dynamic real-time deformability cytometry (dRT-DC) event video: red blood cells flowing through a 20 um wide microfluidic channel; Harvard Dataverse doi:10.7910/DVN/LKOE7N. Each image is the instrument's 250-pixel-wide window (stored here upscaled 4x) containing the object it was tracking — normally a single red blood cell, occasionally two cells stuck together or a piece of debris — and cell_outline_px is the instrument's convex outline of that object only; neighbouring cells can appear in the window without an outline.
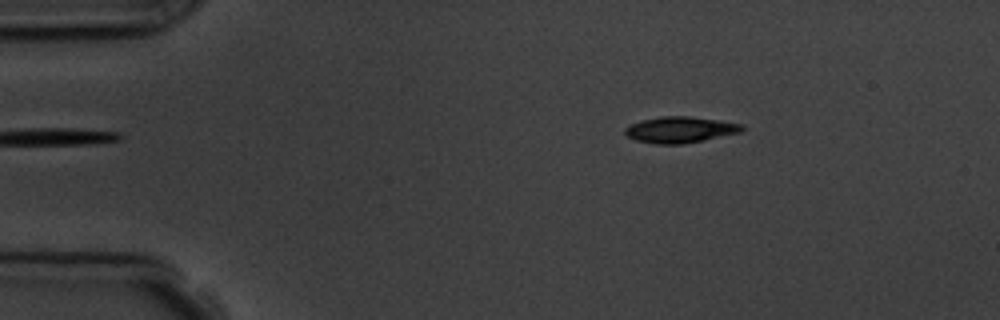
{"species": "common noctule bat (a hibernating species)", "species_latin": "Nyctalus noctula", "temperature_condition": "room temperature", "stored_images_in_passage": 4, "camera_frame_rate_fps": 3000, "um_per_image_px": 0.085, "animal": {"sex": "male", "body_mass_g": 19.5, "forearm_length_mm": 54.6}, "frame": {"image": 1, "passage_image": 1, "time_ms": 0.0, "image_size_px": [1000, 320], "cell_outline_px": [[744, 128], [740, 132], [704, 140], [684, 144], [656, 144], [636, 140], [628, 136], [624, 132], [624, 128], [640, 120], [660, 116], [688, 116], [720, 120], [740, 124]], "centroid_in_image_um": [57.78, 11.02], "position_along_channel_um": 27.2, "area_um2": 17.74}}
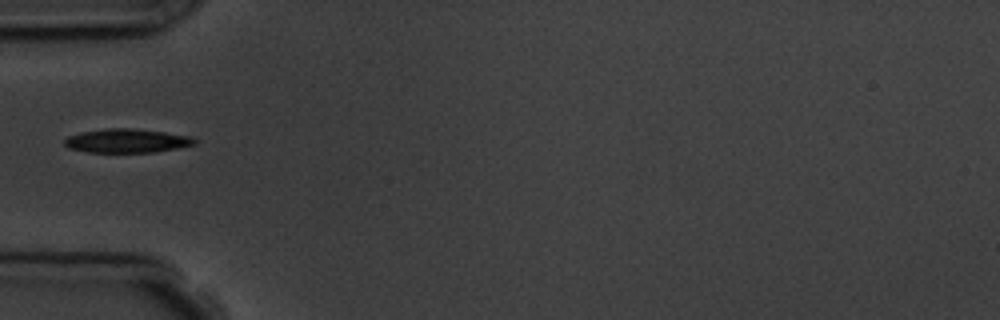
{"frame": {"image": 2, "passage_image": 4, "time_ms": 3.0, "image_size_px": [1000, 320], "cell_outline_px": [[196, 144], [156, 152], [88, 152], [68, 148], [64, 144], [64, 140], [68, 136], [80, 132], [108, 128], [128, 128], [164, 132], [192, 136], [196, 140]], "centroid_in_image_um": [10.77, 11.97], "position_along_channel_um": 74.2, "area_um2": 18.03}}